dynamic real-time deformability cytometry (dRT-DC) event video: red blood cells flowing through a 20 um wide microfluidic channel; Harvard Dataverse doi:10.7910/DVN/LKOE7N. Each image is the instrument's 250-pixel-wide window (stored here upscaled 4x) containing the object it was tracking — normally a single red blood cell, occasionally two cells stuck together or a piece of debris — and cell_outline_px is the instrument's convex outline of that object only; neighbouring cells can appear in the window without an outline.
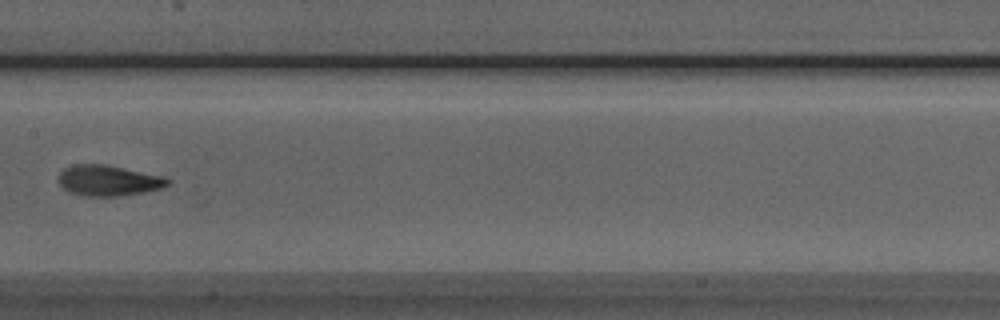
{"species": "Egyptian fruit bat (a non-hibernating species)", "species_latin": "Rousettus aegyptiacus", "temperature_condition": "room temperature", "stored_images_in_passage": 8, "camera_frame_rate_fps": 3000, "um_per_image_px": 0.085, "animal": {"sex": "male"}, "frame": {"image": 1, "passage_image": 8, "time_ms": 8.0, "image_size_px": [1000, 320], "cell_outline_px": [[172, 180], [168, 184], [160, 188], [144, 192], [120, 196], [84, 196], [72, 192], [64, 188], [60, 184], [60, 172], [64, 168], [72, 164], [104, 164], [164, 176]], "centroid_in_image_um": [9.23, 15.34], "position_along_channel_um": 198.2, "area_um2": 19.36}}